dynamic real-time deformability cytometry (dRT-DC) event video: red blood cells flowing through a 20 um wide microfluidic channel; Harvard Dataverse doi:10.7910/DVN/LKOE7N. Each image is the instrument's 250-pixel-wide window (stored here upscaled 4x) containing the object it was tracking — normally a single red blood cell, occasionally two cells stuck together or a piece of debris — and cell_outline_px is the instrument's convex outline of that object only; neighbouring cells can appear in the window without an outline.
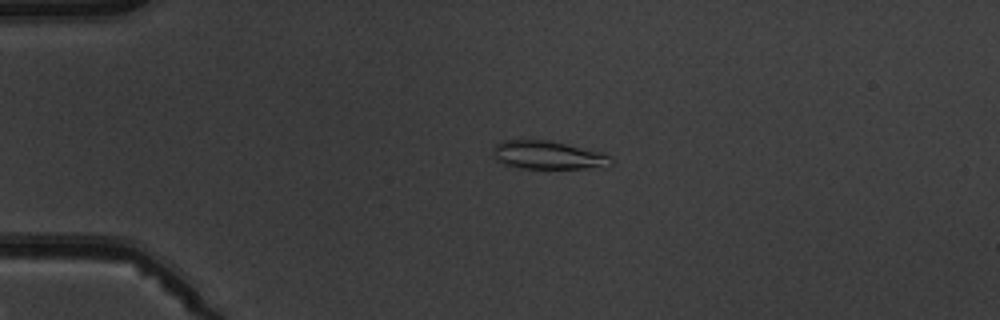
{"species": "common noctule bat (a hibernating species)", "species_latin": "Nyctalus noctula", "temperature_condition": "warm", "stored_images_in_passage": 4, "camera_frame_rate_fps": 3000, "um_per_image_px": 0.085, "animal": {"sex": "male", "body_mass_g": 19.5, "forearm_length_mm": 54.6}, "frame": {"image": 1, "passage_image": 3, "time_ms": 2.333, "image_size_px": [1000, 320], "cell_outline_px": [[612, 164], [604, 168], [524, 168], [504, 164], [496, 160], [496, 144], [504, 140], [548, 140], [600, 152], [612, 156]], "centroid_in_image_um": [46.66, 13.19], "position_along_channel_um": 38.3, "area_um2": 19.13}}